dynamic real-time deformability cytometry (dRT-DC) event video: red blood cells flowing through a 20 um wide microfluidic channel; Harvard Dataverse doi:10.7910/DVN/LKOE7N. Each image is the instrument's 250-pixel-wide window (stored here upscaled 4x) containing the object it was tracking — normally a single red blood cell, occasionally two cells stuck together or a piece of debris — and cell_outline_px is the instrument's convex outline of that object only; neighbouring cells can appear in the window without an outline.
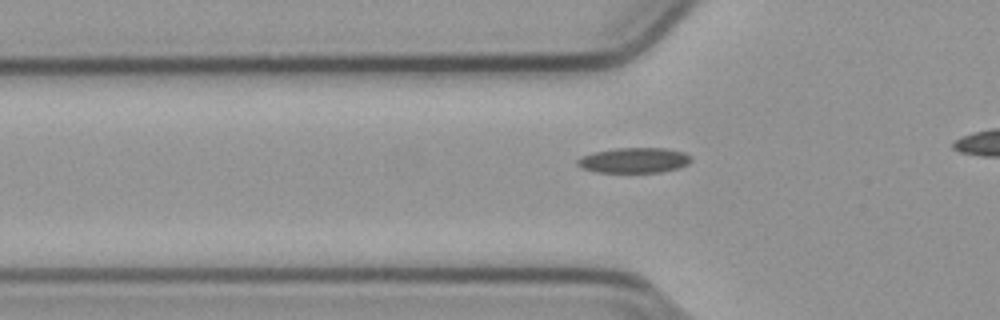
{"species": "common noctule bat (a hibernating species)", "species_latin": "Nyctalus noctula", "temperature_condition": "cold", "stored_images_in_passage": 29, "camera_frame_rate_fps": 3000, "um_per_image_px": 0.085, "animal": {"sex": "male", "body_mass_g": 23.1, "forearm_length_mm": 52.7}, "frame": {"image": 1, "passage_image": 3, "time_ms": 0.667, "image_size_px": [1000, 320], "cell_outline_px": [[692, 160], [688, 164], [680, 168], [660, 172], [596, 172], [584, 168], [576, 164], [576, 160], [580, 156], [596, 152], [616, 148], [664, 148], [684, 152], [692, 156]], "centroid_in_image_um": [53.93, 13.62], "position_along_channel_um": 71.9, "area_um2": 16.76}}
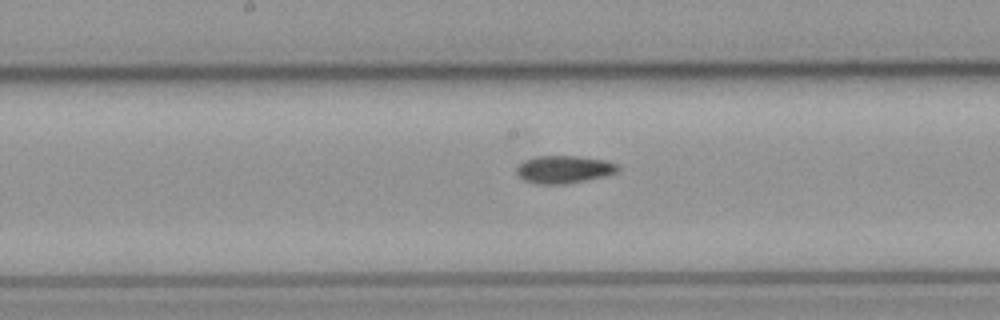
{"frame": {"image": 2, "passage_image": 13, "time_ms": 4.0, "image_size_px": [1000, 320], "cell_outline_px": [[620, 168], [616, 172], [604, 176], [564, 184], [540, 184], [524, 180], [516, 172], [516, 168], [524, 160], [536, 156], [576, 156], [604, 160], [616, 164]], "centroid_in_image_um": [47.91, 14.39], "position_along_channel_um": 200.3, "area_um2": 16.07}}
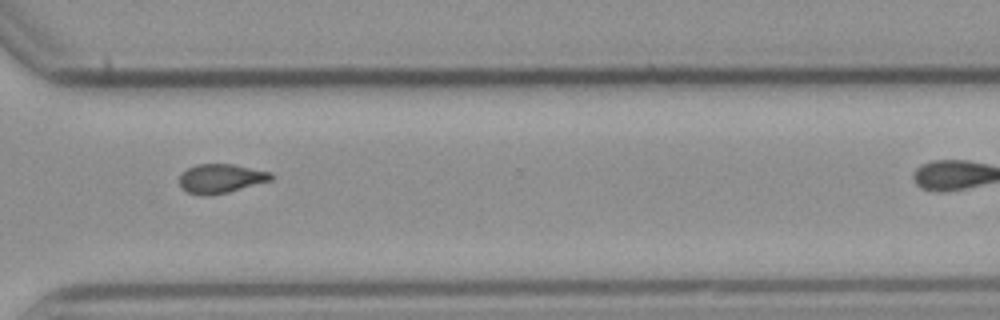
{"frame": {"image": 3, "passage_image": 25, "time_ms": 8.0, "image_size_px": [1000, 320], "cell_outline_px": [[272, 180], [228, 192], [208, 196], [200, 196], [188, 192], [180, 188], [180, 172], [196, 164], [232, 164], [272, 172]], "centroid_in_image_um": [18.74, 15.18], "position_along_channel_um": 351.9, "area_um2": 15.66}}